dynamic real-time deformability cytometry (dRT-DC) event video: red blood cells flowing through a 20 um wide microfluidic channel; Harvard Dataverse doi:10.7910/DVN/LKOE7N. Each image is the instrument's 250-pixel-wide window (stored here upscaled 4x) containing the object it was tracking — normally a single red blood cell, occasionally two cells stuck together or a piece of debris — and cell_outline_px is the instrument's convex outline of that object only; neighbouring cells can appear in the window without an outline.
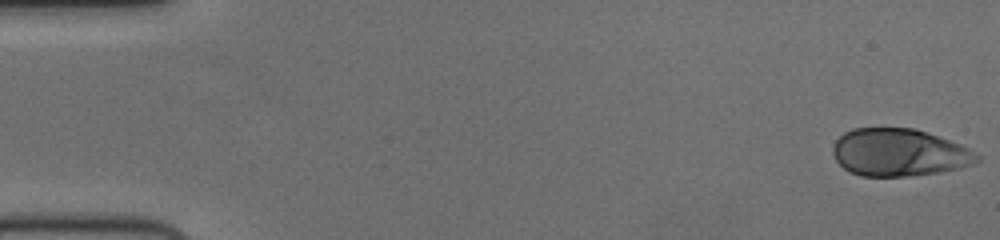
{"species": "human", "species_latin": "Homo sapiens", "temperature_condition": "cold", "stored_images_in_passage": 55, "camera_frame_rate_fps": 3000, "um_per_image_px": 0.085, "donor": {"sex": "female"}, "frame": {"image": 1, "passage_image": 1, "time_ms": 0.0, "image_size_px": [1000, 240], "cell_outline_px": [[980, 160], [956, 168], [936, 172], [908, 176], [860, 176], [848, 172], [836, 160], [832, 152], [832, 144], [844, 132], [852, 128], [912, 128], [948, 140], [968, 148], [980, 156]], "centroid_in_image_um": [76.34, 12.96], "position_along_channel_um": 8.7, "area_um2": 39.42}}
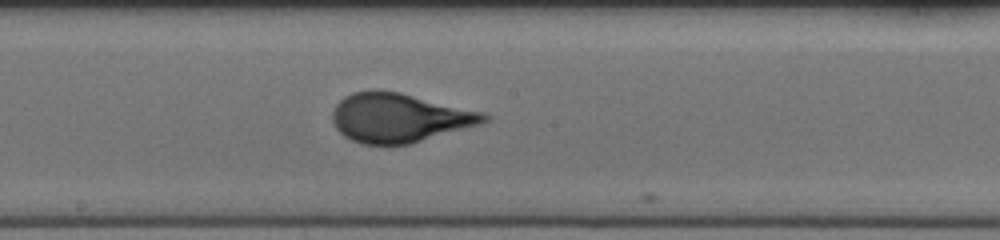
{"frame": {"image": 2, "passage_image": 30, "time_ms": 9.667, "image_size_px": [1000, 240], "cell_outline_px": [[488, 120], [480, 124], [408, 144], [360, 144], [344, 136], [336, 128], [332, 120], [332, 112], [336, 104], [344, 96], [352, 92], [372, 88], [400, 92], [484, 112], [488, 116]], "centroid_in_image_um": [33.89, 9.98], "position_along_channel_um": 214.3, "area_um2": 43.35}}
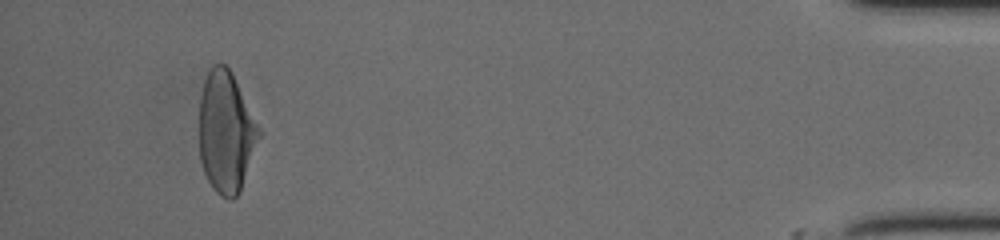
{"frame": {"image": 3, "passage_image": 52, "time_ms": 17.0, "image_size_px": [1000, 240], "cell_outline_px": [[260, 136], [240, 192], [232, 200], [228, 200], [220, 196], [216, 192], [208, 180], [204, 172], [200, 160], [200, 96], [204, 80], [212, 64], [224, 64], [232, 72], [260, 132]], "centroid_in_image_um": [19.19, 11.25], "position_along_channel_um": 416.0, "area_um2": 41.67}, "authors_computed_cell_mechanics": {"area_um2": 41.7316, "velocity_mm_per_s": 3.7111, "shape_relaxation_time_tau1_ms": 3.912, "shape_relaxation_time_tau2_ms": null, "deformation_change_tau1": 0.1695, "deformation_change_tau2": null}}